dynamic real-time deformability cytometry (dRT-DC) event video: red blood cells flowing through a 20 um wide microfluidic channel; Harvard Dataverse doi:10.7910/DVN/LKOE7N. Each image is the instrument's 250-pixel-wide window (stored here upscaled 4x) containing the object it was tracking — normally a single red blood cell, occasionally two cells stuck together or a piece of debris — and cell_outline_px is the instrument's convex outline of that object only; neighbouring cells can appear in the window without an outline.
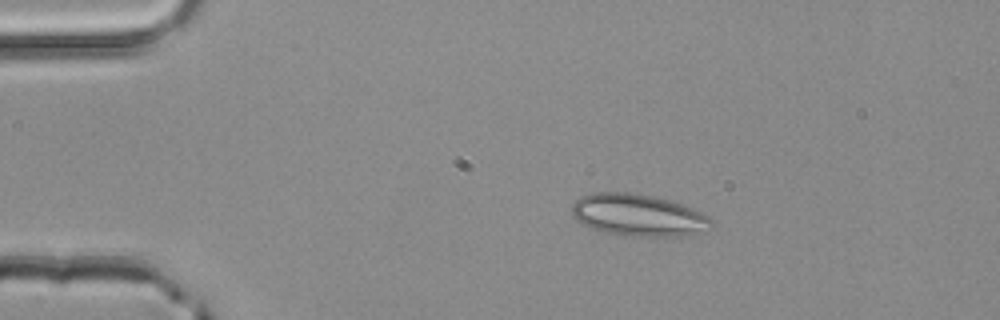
{"species": "common noctule bat (a hibernating species)", "species_latin": "Nyctalus noctula", "temperature_condition": "room temperature", "stored_images_in_passage": 2, "camera_frame_rate_fps": 3000, "um_per_image_px": 0.085, "animal": {"sex": "male", "body_mass_g": 20.4}, "frame": {"image": 1, "passage_image": 1, "time_ms": 0.0, "image_size_px": [1000, 320], "cell_outline_px": [[716, 224], [712, 228], [684, 236], [632, 236], [604, 232], [588, 228], [576, 220], [572, 216], [572, 204], [580, 196], [592, 192], [628, 192], [656, 196], [672, 200], [692, 208], [708, 216]], "centroid_in_image_um": [54.24, 18.28], "position_along_channel_um": 30.8, "area_um2": 34.62}}